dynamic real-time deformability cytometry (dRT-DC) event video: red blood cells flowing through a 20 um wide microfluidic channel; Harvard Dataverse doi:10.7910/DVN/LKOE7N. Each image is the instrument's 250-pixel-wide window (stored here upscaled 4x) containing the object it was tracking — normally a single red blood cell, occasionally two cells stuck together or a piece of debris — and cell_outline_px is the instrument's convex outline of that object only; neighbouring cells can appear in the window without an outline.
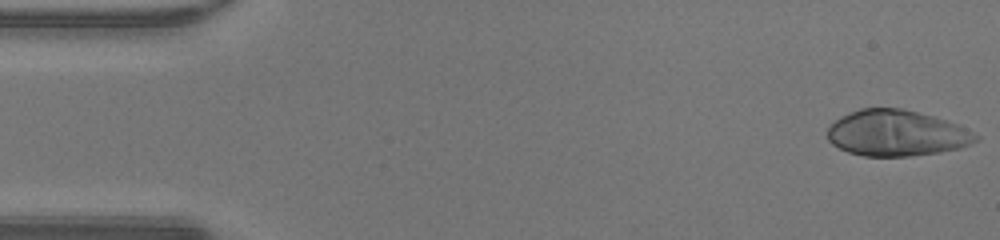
{"species": "human", "species_latin": "Homo sapiens", "temperature_condition": "warm", "stored_images_in_passage": 48, "camera_frame_rate_fps": 3000, "um_per_image_px": 0.085, "donor": {"sex": "male"}, "frame": {"image": 1, "passage_image": 1, "time_ms": 0.0, "image_size_px": [1000, 240], "cell_outline_px": [[980, 140], [956, 148], [940, 152], [908, 156], [864, 156], [848, 152], [832, 144], [828, 140], [828, 128], [840, 116], [860, 108], [900, 108], [932, 116], [956, 124], [980, 136]], "centroid_in_image_um": [76.17, 11.32], "position_along_channel_um": 8.8, "area_um2": 39.3}}
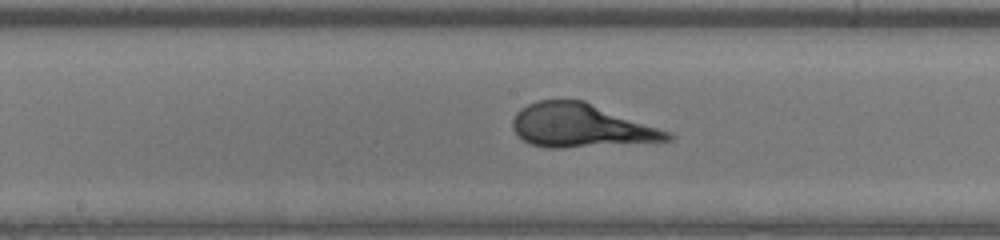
{"frame": {"image": 2, "passage_image": 24, "time_ms": 7.667, "image_size_px": [1000, 240], "cell_outline_px": [[676, 136], [672, 140], [560, 148], [548, 148], [532, 144], [524, 140], [512, 128], [512, 120], [516, 112], [520, 108], [536, 100], [584, 100], [672, 132]], "centroid_in_image_um": [49.39, 10.67], "position_along_channel_um": 198.8, "area_um2": 39.19}}
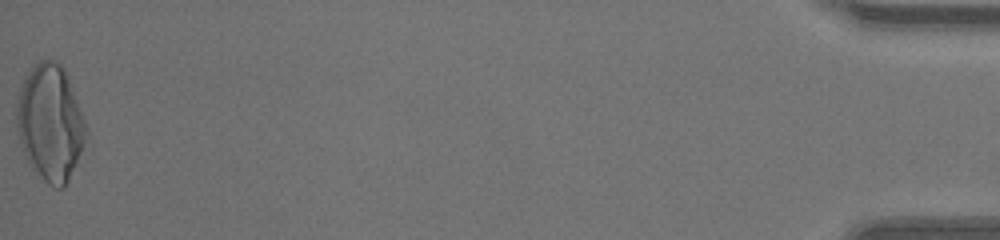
{"frame": {"image": 3, "passage_image": 48, "time_ms": 15.667, "image_size_px": [1000, 240], "cell_outline_px": [[88, 136], [68, 180], [64, 188], [56, 188], [48, 184], [32, 168], [24, 152], [20, 140], [16, 124], [16, 108], [20, 88], [32, 64], [40, 60], [56, 60], [64, 68], [84, 120], [88, 132]], "centroid_in_image_um": [4.27, 10.42], "position_along_channel_um": 430.9, "area_um2": 46.53}}